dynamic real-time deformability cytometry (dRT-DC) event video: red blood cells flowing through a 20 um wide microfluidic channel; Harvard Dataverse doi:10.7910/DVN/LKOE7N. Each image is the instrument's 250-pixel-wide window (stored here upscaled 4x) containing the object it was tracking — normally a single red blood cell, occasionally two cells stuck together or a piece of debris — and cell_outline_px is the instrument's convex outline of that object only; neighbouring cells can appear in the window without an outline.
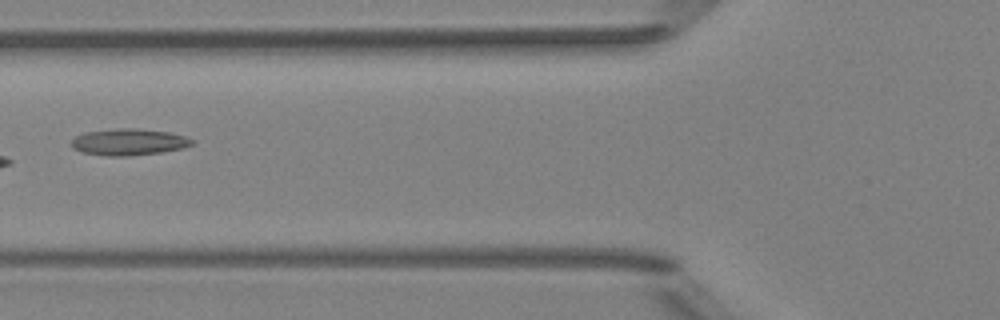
{"species": "Egyptian fruit bat (a non-hibernating species)", "species_latin": "Rousettus aegyptiacus", "temperature_condition": "room temperature", "stored_images_in_passage": 7, "camera_frame_rate_fps": 3000, "um_per_image_px": 0.085, "animal": {"sex": "female"}, "frame": {"image": 1, "passage_image": 7, "time_ms": 7.0, "image_size_px": [1000, 320], "cell_outline_px": [[196, 144], [184, 148], [160, 152], [128, 156], [108, 156], [84, 152], [72, 148], [72, 140], [76, 136], [84, 132], [120, 128], [136, 128], [168, 132], [184, 136], [192, 140]], "centroid_in_image_um": [10.96, 12.07], "position_along_channel_um": 114.8, "area_um2": 18.55}}